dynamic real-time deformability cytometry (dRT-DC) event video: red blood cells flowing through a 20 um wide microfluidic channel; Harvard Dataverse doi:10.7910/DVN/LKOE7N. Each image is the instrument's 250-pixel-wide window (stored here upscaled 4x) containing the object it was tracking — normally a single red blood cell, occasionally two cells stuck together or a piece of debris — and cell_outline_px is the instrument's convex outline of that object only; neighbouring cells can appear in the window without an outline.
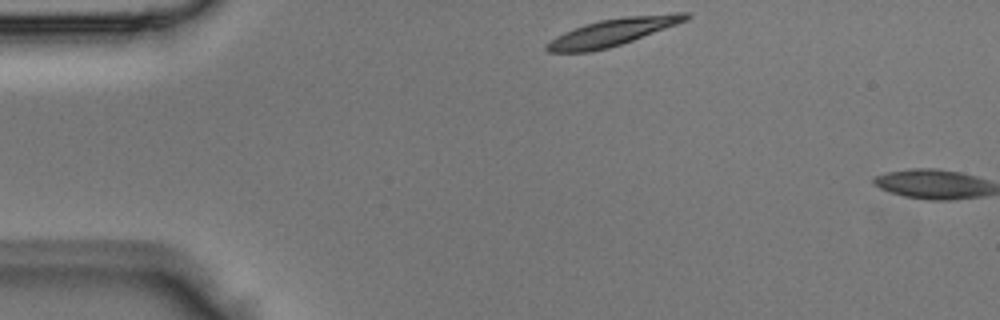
{"species": "Egyptian fruit bat (a non-hibernating species)", "species_latin": "Rousettus aegyptiacus", "temperature_condition": "room temperature", "stored_images_in_passage": 2, "camera_frame_rate_fps": 3000, "um_per_image_px": 0.085, "animal": {"sex": "male"}, "frame": {"image": 1, "passage_image": 1, "time_ms": 0.0, "image_size_px": [1000, 320], "cell_outline_px": [[692, 16], [688, 20], [632, 40], [608, 48], [592, 52], [548, 52], [544, 48], [544, 44], [556, 36], [564, 32], [584, 24], [600, 20], [624, 16], [676, 12], [688, 12]], "centroid_in_image_um": [52.07, 2.72], "position_along_channel_um": 32.9, "area_um2": 22.2}}